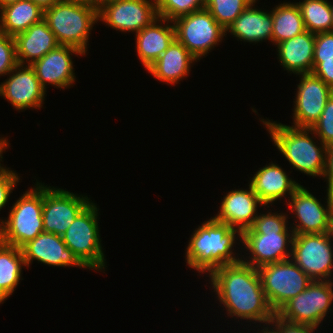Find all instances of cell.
I'll list each match as a JSON object with an SVG mask.
<instances>
[{"label": "cell", "mask_w": 333, "mask_h": 333, "mask_svg": "<svg viewBox=\"0 0 333 333\" xmlns=\"http://www.w3.org/2000/svg\"><path fill=\"white\" fill-rule=\"evenodd\" d=\"M212 287L230 316L269 324L275 312L270 307L257 268L239 261L210 273Z\"/></svg>", "instance_id": "1"}, {"label": "cell", "mask_w": 333, "mask_h": 333, "mask_svg": "<svg viewBox=\"0 0 333 333\" xmlns=\"http://www.w3.org/2000/svg\"><path fill=\"white\" fill-rule=\"evenodd\" d=\"M287 216L285 214H261L255 218L251 228L241 233V240L252 256L245 264L254 268L289 259L294 232L288 234ZM291 244V245H290Z\"/></svg>", "instance_id": "2"}, {"label": "cell", "mask_w": 333, "mask_h": 333, "mask_svg": "<svg viewBox=\"0 0 333 333\" xmlns=\"http://www.w3.org/2000/svg\"><path fill=\"white\" fill-rule=\"evenodd\" d=\"M236 233L241 238L238 229L210 218L194 231L187 247L186 263L202 273L238 263L242 259L233 256L232 252Z\"/></svg>", "instance_id": "3"}, {"label": "cell", "mask_w": 333, "mask_h": 333, "mask_svg": "<svg viewBox=\"0 0 333 333\" xmlns=\"http://www.w3.org/2000/svg\"><path fill=\"white\" fill-rule=\"evenodd\" d=\"M261 121L267 127L277 149L289 163L310 176H322L325 170L327 146L309 136L310 128H297L276 122ZM324 154V155H323Z\"/></svg>", "instance_id": "4"}, {"label": "cell", "mask_w": 333, "mask_h": 333, "mask_svg": "<svg viewBox=\"0 0 333 333\" xmlns=\"http://www.w3.org/2000/svg\"><path fill=\"white\" fill-rule=\"evenodd\" d=\"M44 20L59 45L72 46L85 54L89 31L99 19L98 10L89 5L60 0L44 10Z\"/></svg>", "instance_id": "5"}, {"label": "cell", "mask_w": 333, "mask_h": 333, "mask_svg": "<svg viewBox=\"0 0 333 333\" xmlns=\"http://www.w3.org/2000/svg\"><path fill=\"white\" fill-rule=\"evenodd\" d=\"M25 192L12 206L8 220L0 222V241L22 248L34 240L43 229V185Z\"/></svg>", "instance_id": "6"}, {"label": "cell", "mask_w": 333, "mask_h": 333, "mask_svg": "<svg viewBox=\"0 0 333 333\" xmlns=\"http://www.w3.org/2000/svg\"><path fill=\"white\" fill-rule=\"evenodd\" d=\"M90 203L62 235L63 241L78 260L89 269H105V259L98 229V212Z\"/></svg>", "instance_id": "7"}, {"label": "cell", "mask_w": 333, "mask_h": 333, "mask_svg": "<svg viewBox=\"0 0 333 333\" xmlns=\"http://www.w3.org/2000/svg\"><path fill=\"white\" fill-rule=\"evenodd\" d=\"M258 272L267 301L275 313L312 282L292 259L266 264L259 267Z\"/></svg>", "instance_id": "8"}, {"label": "cell", "mask_w": 333, "mask_h": 333, "mask_svg": "<svg viewBox=\"0 0 333 333\" xmlns=\"http://www.w3.org/2000/svg\"><path fill=\"white\" fill-rule=\"evenodd\" d=\"M173 22L175 39L197 60L205 56L226 35V30L205 8L179 17Z\"/></svg>", "instance_id": "9"}, {"label": "cell", "mask_w": 333, "mask_h": 333, "mask_svg": "<svg viewBox=\"0 0 333 333\" xmlns=\"http://www.w3.org/2000/svg\"><path fill=\"white\" fill-rule=\"evenodd\" d=\"M333 282L312 281L308 287L285 303L276 314L290 322L318 327L333 301Z\"/></svg>", "instance_id": "10"}, {"label": "cell", "mask_w": 333, "mask_h": 333, "mask_svg": "<svg viewBox=\"0 0 333 333\" xmlns=\"http://www.w3.org/2000/svg\"><path fill=\"white\" fill-rule=\"evenodd\" d=\"M326 233L295 234L291 258L312 281H324L333 269V249Z\"/></svg>", "instance_id": "11"}, {"label": "cell", "mask_w": 333, "mask_h": 333, "mask_svg": "<svg viewBox=\"0 0 333 333\" xmlns=\"http://www.w3.org/2000/svg\"><path fill=\"white\" fill-rule=\"evenodd\" d=\"M88 197L43 185V229L62 236L74 219L90 204Z\"/></svg>", "instance_id": "12"}, {"label": "cell", "mask_w": 333, "mask_h": 333, "mask_svg": "<svg viewBox=\"0 0 333 333\" xmlns=\"http://www.w3.org/2000/svg\"><path fill=\"white\" fill-rule=\"evenodd\" d=\"M157 18L155 0H113L98 10V19L122 32L138 33Z\"/></svg>", "instance_id": "13"}, {"label": "cell", "mask_w": 333, "mask_h": 333, "mask_svg": "<svg viewBox=\"0 0 333 333\" xmlns=\"http://www.w3.org/2000/svg\"><path fill=\"white\" fill-rule=\"evenodd\" d=\"M302 75L294 105V125L297 128H311L321 116L333 89L313 73Z\"/></svg>", "instance_id": "14"}, {"label": "cell", "mask_w": 333, "mask_h": 333, "mask_svg": "<svg viewBox=\"0 0 333 333\" xmlns=\"http://www.w3.org/2000/svg\"><path fill=\"white\" fill-rule=\"evenodd\" d=\"M288 204L295 212L299 224L292 231L294 234L326 233L328 219L333 210V194L327 191L326 209L307 189L300 186L291 196Z\"/></svg>", "instance_id": "15"}, {"label": "cell", "mask_w": 333, "mask_h": 333, "mask_svg": "<svg viewBox=\"0 0 333 333\" xmlns=\"http://www.w3.org/2000/svg\"><path fill=\"white\" fill-rule=\"evenodd\" d=\"M14 71L0 84V95L17 110L40 108L46 90L41 86L34 69L30 65L25 67L18 64L11 72Z\"/></svg>", "instance_id": "16"}, {"label": "cell", "mask_w": 333, "mask_h": 333, "mask_svg": "<svg viewBox=\"0 0 333 333\" xmlns=\"http://www.w3.org/2000/svg\"><path fill=\"white\" fill-rule=\"evenodd\" d=\"M72 53L84 55L72 46L59 45L30 66L34 69L41 86L46 90L47 83L59 88H67L75 82Z\"/></svg>", "instance_id": "17"}, {"label": "cell", "mask_w": 333, "mask_h": 333, "mask_svg": "<svg viewBox=\"0 0 333 333\" xmlns=\"http://www.w3.org/2000/svg\"><path fill=\"white\" fill-rule=\"evenodd\" d=\"M21 249L26 266H29L34 259L50 266L86 268L74 253L67 248L62 236L50 232H42Z\"/></svg>", "instance_id": "18"}, {"label": "cell", "mask_w": 333, "mask_h": 333, "mask_svg": "<svg viewBox=\"0 0 333 333\" xmlns=\"http://www.w3.org/2000/svg\"><path fill=\"white\" fill-rule=\"evenodd\" d=\"M264 205L260 198L249 190H232L222 200L219 214L213 217L221 223L238 229L241 233L252 227L258 205ZM255 216V217H254Z\"/></svg>", "instance_id": "19"}, {"label": "cell", "mask_w": 333, "mask_h": 333, "mask_svg": "<svg viewBox=\"0 0 333 333\" xmlns=\"http://www.w3.org/2000/svg\"><path fill=\"white\" fill-rule=\"evenodd\" d=\"M14 40L16 59L20 65H24L25 60L30 65L59 46L55 34L44 19L15 35Z\"/></svg>", "instance_id": "20"}, {"label": "cell", "mask_w": 333, "mask_h": 333, "mask_svg": "<svg viewBox=\"0 0 333 333\" xmlns=\"http://www.w3.org/2000/svg\"><path fill=\"white\" fill-rule=\"evenodd\" d=\"M315 34L309 31L277 44L278 57L286 70L296 74L313 72Z\"/></svg>", "instance_id": "21"}, {"label": "cell", "mask_w": 333, "mask_h": 333, "mask_svg": "<svg viewBox=\"0 0 333 333\" xmlns=\"http://www.w3.org/2000/svg\"><path fill=\"white\" fill-rule=\"evenodd\" d=\"M169 20L158 17L150 25L136 33V48L143 66L148 69L175 40L173 25H157Z\"/></svg>", "instance_id": "22"}, {"label": "cell", "mask_w": 333, "mask_h": 333, "mask_svg": "<svg viewBox=\"0 0 333 333\" xmlns=\"http://www.w3.org/2000/svg\"><path fill=\"white\" fill-rule=\"evenodd\" d=\"M250 181L252 191L266 206L286 193H289L291 197L301 186L290 179L281 167L273 163L260 169Z\"/></svg>", "instance_id": "23"}, {"label": "cell", "mask_w": 333, "mask_h": 333, "mask_svg": "<svg viewBox=\"0 0 333 333\" xmlns=\"http://www.w3.org/2000/svg\"><path fill=\"white\" fill-rule=\"evenodd\" d=\"M194 60L197 58L175 39L147 70L158 80L175 84L188 75Z\"/></svg>", "instance_id": "24"}, {"label": "cell", "mask_w": 333, "mask_h": 333, "mask_svg": "<svg viewBox=\"0 0 333 333\" xmlns=\"http://www.w3.org/2000/svg\"><path fill=\"white\" fill-rule=\"evenodd\" d=\"M251 3L227 28L234 37L248 42H260L270 39L272 42L273 19L272 11L267 13L253 9Z\"/></svg>", "instance_id": "25"}, {"label": "cell", "mask_w": 333, "mask_h": 333, "mask_svg": "<svg viewBox=\"0 0 333 333\" xmlns=\"http://www.w3.org/2000/svg\"><path fill=\"white\" fill-rule=\"evenodd\" d=\"M0 12V33L13 37L44 19V10L30 0L7 4Z\"/></svg>", "instance_id": "26"}, {"label": "cell", "mask_w": 333, "mask_h": 333, "mask_svg": "<svg viewBox=\"0 0 333 333\" xmlns=\"http://www.w3.org/2000/svg\"><path fill=\"white\" fill-rule=\"evenodd\" d=\"M22 265L26 266L22 249L0 241V303L14 292Z\"/></svg>", "instance_id": "27"}, {"label": "cell", "mask_w": 333, "mask_h": 333, "mask_svg": "<svg viewBox=\"0 0 333 333\" xmlns=\"http://www.w3.org/2000/svg\"><path fill=\"white\" fill-rule=\"evenodd\" d=\"M272 42L275 45L306 31L300 8L297 4L283 3L272 10Z\"/></svg>", "instance_id": "28"}, {"label": "cell", "mask_w": 333, "mask_h": 333, "mask_svg": "<svg viewBox=\"0 0 333 333\" xmlns=\"http://www.w3.org/2000/svg\"><path fill=\"white\" fill-rule=\"evenodd\" d=\"M296 4L300 8L307 31L314 34L331 32V4L327 0H304Z\"/></svg>", "instance_id": "29"}, {"label": "cell", "mask_w": 333, "mask_h": 333, "mask_svg": "<svg viewBox=\"0 0 333 333\" xmlns=\"http://www.w3.org/2000/svg\"><path fill=\"white\" fill-rule=\"evenodd\" d=\"M255 0H205L207 9L225 29Z\"/></svg>", "instance_id": "30"}, {"label": "cell", "mask_w": 333, "mask_h": 333, "mask_svg": "<svg viewBox=\"0 0 333 333\" xmlns=\"http://www.w3.org/2000/svg\"><path fill=\"white\" fill-rule=\"evenodd\" d=\"M158 17L169 20L175 19L204 9L205 0H155Z\"/></svg>", "instance_id": "31"}, {"label": "cell", "mask_w": 333, "mask_h": 333, "mask_svg": "<svg viewBox=\"0 0 333 333\" xmlns=\"http://www.w3.org/2000/svg\"><path fill=\"white\" fill-rule=\"evenodd\" d=\"M310 132V134L318 135V140L324 145L333 144V94L328 99L319 119L310 128Z\"/></svg>", "instance_id": "32"}, {"label": "cell", "mask_w": 333, "mask_h": 333, "mask_svg": "<svg viewBox=\"0 0 333 333\" xmlns=\"http://www.w3.org/2000/svg\"><path fill=\"white\" fill-rule=\"evenodd\" d=\"M17 65L14 37L0 33V76L12 73Z\"/></svg>", "instance_id": "33"}, {"label": "cell", "mask_w": 333, "mask_h": 333, "mask_svg": "<svg viewBox=\"0 0 333 333\" xmlns=\"http://www.w3.org/2000/svg\"><path fill=\"white\" fill-rule=\"evenodd\" d=\"M333 59V32L315 34L313 70L323 60Z\"/></svg>", "instance_id": "34"}, {"label": "cell", "mask_w": 333, "mask_h": 333, "mask_svg": "<svg viewBox=\"0 0 333 333\" xmlns=\"http://www.w3.org/2000/svg\"><path fill=\"white\" fill-rule=\"evenodd\" d=\"M19 177L11 170L5 169V167H1L0 164V209H2L6 202L8 201V197L10 193L16 186L19 181Z\"/></svg>", "instance_id": "35"}, {"label": "cell", "mask_w": 333, "mask_h": 333, "mask_svg": "<svg viewBox=\"0 0 333 333\" xmlns=\"http://www.w3.org/2000/svg\"><path fill=\"white\" fill-rule=\"evenodd\" d=\"M270 324L275 325L278 333H313L314 329L316 330V326L290 322L279 317L276 313L270 320Z\"/></svg>", "instance_id": "36"}, {"label": "cell", "mask_w": 333, "mask_h": 333, "mask_svg": "<svg viewBox=\"0 0 333 333\" xmlns=\"http://www.w3.org/2000/svg\"><path fill=\"white\" fill-rule=\"evenodd\" d=\"M312 73L333 89V59L323 60Z\"/></svg>", "instance_id": "37"}, {"label": "cell", "mask_w": 333, "mask_h": 333, "mask_svg": "<svg viewBox=\"0 0 333 333\" xmlns=\"http://www.w3.org/2000/svg\"><path fill=\"white\" fill-rule=\"evenodd\" d=\"M323 176L328 179L327 191L333 194V144L327 146L325 170Z\"/></svg>", "instance_id": "38"}, {"label": "cell", "mask_w": 333, "mask_h": 333, "mask_svg": "<svg viewBox=\"0 0 333 333\" xmlns=\"http://www.w3.org/2000/svg\"><path fill=\"white\" fill-rule=\"evenodd\" d=\"M36 5L40 6L43 10L52 7L54 4L60 0H30Z\"/></svg>", "instance_id": "39"}, {"label": "cell", "mask_w": 333, "mask_h": 333, "mask_svg": "<svg viewBox=\"0 0 333 333\" xmlns=\"http://www.w3.org/2000/svg\"><path fill=\"white\" fill-rule=\"evenodd\" d=\"M326 234L329 239L333 238V210L331 211V213L329 215Z\"/></svg>", "instance_id": "40"}, {"label": "cell", "mask_w": 333, "mask_h": 333, "mask_svg": "<svg viewBox=\"0 0 333 333\" xmlns=\"http://www.w3.org/2000/svg\"><path fill=\"white\" fill-rule=\"evenodd\" d=\"M62 1L89 5L95 8V0H62Z\"/></svg>", "instance_id": "41"}, {"label": "cell", "mask_w": 333, "mask_h": 333, "mask_svg": "<svg viewBox=\"0 0 333 333\" xmlns=\"http://www.w3.org/2000/svg\"><path fill=\"white\" fill-rule=\"evenodd\" d=\"M7 146H9L7 139L6 138L0 139V157L1 158H3L2 157L3 149L5 150Z\"/></svg>", "instance_id": "42"}, {"label": "cell", "mask_w": 333, "mask_h": 333, "mask_svg": "<svg viewBox=\"0 0 333 333\" xmlns=\"http://www.w3.org/2000/svg\"><path fill=\"white\" fill-rule=\"evenodd\" d=\"M109 1H113V0H95V9L99 10V8L103 4H105V3L109 2Z\"/></svg>", "instance_id": "43"}, {"label": "cell", "mask_w": 333, "mask_h": 333, "mask_svg": "<svg viewBox=\"0 0 333 333\" xmlns=\"http://www.w3.org/2000/svg\"><path fill=\"white\" fill-rule=\"evenodd\" d=\"M19 0H0V8H2L3 6L10 4V3H14L17 2Z\"/></svg>", "instance_id": "44"}, {"label": "cell", "mask_w": 333, "mask_h": 333, "mask_svg": "<svg viewBox=\"0 0 333 333\" xmlns=\"http://www.w3.org/2000/svg\"><path fill=\"white\" fill-rule=\"evenodd\" d=\"M265 329H262V333H278L276 329H270L268 330V328L270 327H264ZM272 330V331H271Z\"/></svg>", "instance_id": "45"}, {"label": "cell", "mask_w": 333, "mask_h": 333, "mask_svg": "<svg viewBox=\"0 0 333 333\" xmlns=\"http://www.w3.org/2000/svg\"><path fill=\"white\" fill-rule=\"evenodd\" d=\"M331 13H332L331 32H333V5H331Z\"/></svg>", "instance_id": "46"}]
</instances>
